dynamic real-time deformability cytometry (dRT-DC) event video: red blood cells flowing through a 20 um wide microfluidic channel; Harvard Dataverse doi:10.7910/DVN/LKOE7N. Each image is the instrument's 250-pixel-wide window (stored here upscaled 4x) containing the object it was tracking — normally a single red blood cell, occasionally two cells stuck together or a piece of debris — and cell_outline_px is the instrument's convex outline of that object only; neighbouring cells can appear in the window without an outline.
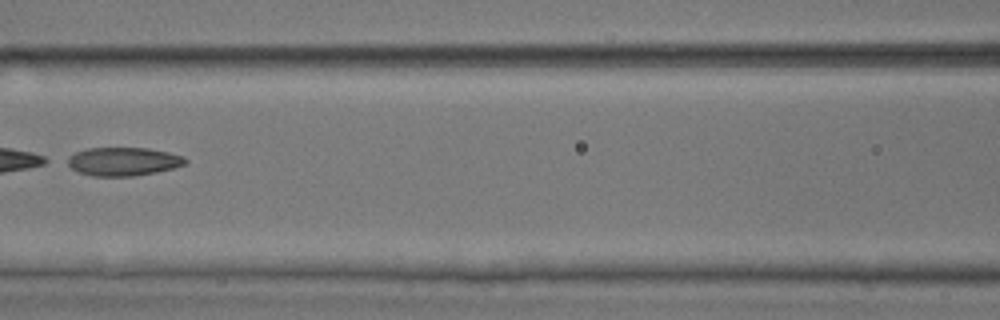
{"species": "common noctule bat (a hibernating species)", "species_latin": "Nyctalus noctula", "temperature_condition": "room temperature", "stored_images_in_passage": 7, "camera_frame_rate_fps": 3000, "um_per_image_px": 0.085, "animal": {"sex": "male", "body_mass_g": 17.9, "forearm_length_mm": 54.2}, "frame": {"image": 1, "passage_image": 5, "time_ms": 5.667, "image_size_px": [1000, 320], "cell_outline_px": [[188, 160], [184, 164], [172, 168], [156, 172], [132, 176], [92, 176], [80, 172], [72, 168], [60, 160], [76, 152], [88, 148], [148, 148], [168, 152], [184, 156]], "centroid_in_image_um": [10.41, 13.72], "position_along_channel_um": 156.2, "area_um2": 19.65}}